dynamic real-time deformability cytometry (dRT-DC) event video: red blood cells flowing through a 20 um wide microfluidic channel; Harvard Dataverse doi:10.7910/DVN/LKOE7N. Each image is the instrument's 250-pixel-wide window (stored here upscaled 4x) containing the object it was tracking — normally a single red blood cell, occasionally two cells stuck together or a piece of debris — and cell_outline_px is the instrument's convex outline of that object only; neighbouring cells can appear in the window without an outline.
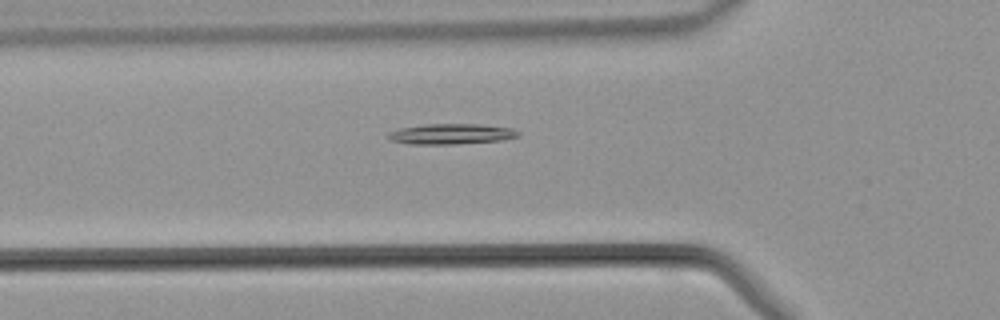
{"species": "common noctule bat (a hibernating species)", "species_latin": "Nyctalus noctula", "temperature_condition": "warm", "stored_images_in_passage": 31, "camera_frame_rate_fps": 3000, "um_per_image_px": 0.085, "animal": {"sex": "male", "body_mass_g": 21.5, "forearm_length_mm": 52.0}, "frame": {"image": 1, "passage_image": 4, "time_ms": 1.0, "image_size_px": [1000, 320], "cell_outline_px": [[520, 136], [504, 140], [452, 144], [408, 144], [388, 140], [388, 132], [396, 128], [424, 124], [480, 124], [512, 128], [520, 132]], "centroid_in_image_um": [38.32, 11.38], "position_along_channel_um": 87.5, "area_um2": 15.78}}
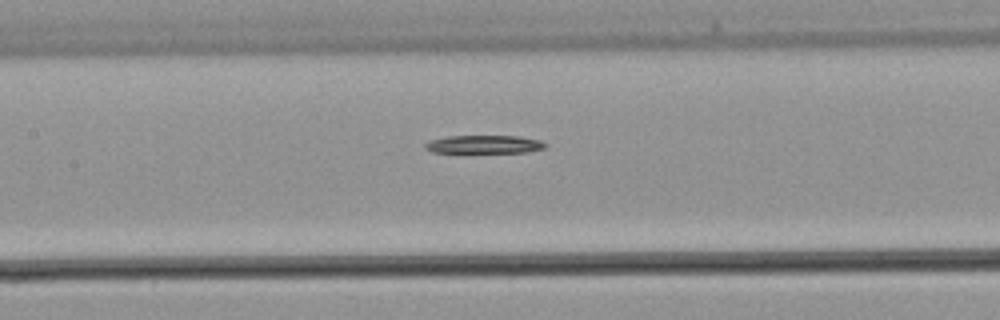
{"frame": {"image": 2, "passage_image": 9, "time_ms": 2.667, "image_size_px": [1000, 320], "cell_outline_px": [[548, 144], [544, 148], [524, 152], [432, 152], [424, 148], [424, 144], [428, 140], [448, 136], [516, 136], [540, 140]], "centroid_in_image_um": [41.11, 12.26], "position_along_channel_um": 166.3, "area_um2": 12.6}}
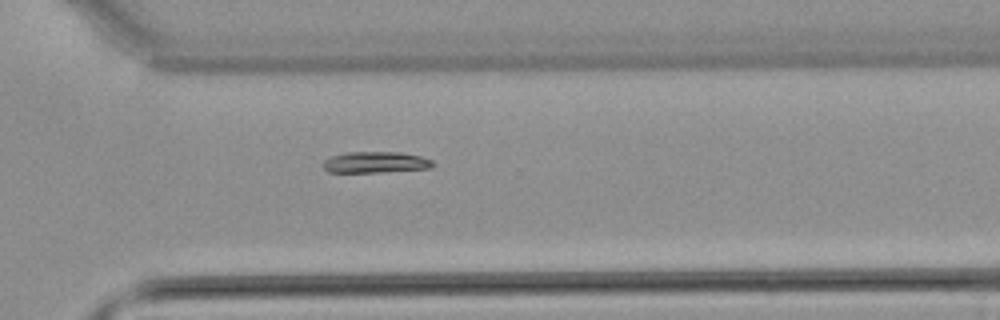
{"frame": {"image": 3, "passage_image": 20, "time_ms": 6.333, "image_size_px": [1000, 320], "cell_outline_px": [[436, 164], [432, 168], [380, 172], [328, 172], [324, 168], [324, 160], [332, 156], [344, 152], [400, 152], [420, 156], [432, 160]], "centroid_in_image_um": [31.95, 13.79], "position_along_channel_um": 338.7, "area_um2": 13.58}}